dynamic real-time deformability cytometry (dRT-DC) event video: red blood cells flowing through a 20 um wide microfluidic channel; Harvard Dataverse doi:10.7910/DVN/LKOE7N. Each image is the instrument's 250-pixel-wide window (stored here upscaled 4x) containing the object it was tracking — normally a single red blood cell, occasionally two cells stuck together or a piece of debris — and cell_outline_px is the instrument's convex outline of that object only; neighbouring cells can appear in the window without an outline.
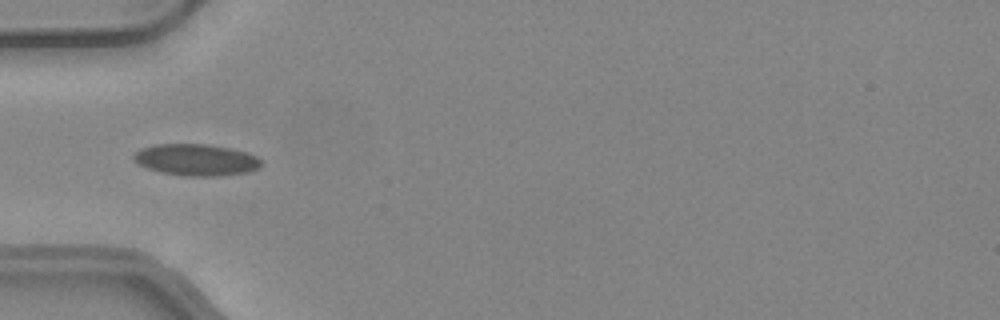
{"species": "common noctule bat (a hibernating species)", "species_latin": "Nyctalus noctula", "temperature_condition": "warm", "stored_images_in_passage": 37, "camera_frame_rate_fps": 3000, "um_per_image_px": 0.085, "animal": {"sex": "female", "body_mass_g": 24.6, "forearm_length_mm": 56.2}, "frame": {"image": 1, "passage_image": 17, "time_ms": 5.333, "image_size_px": [1000, 320], "cell_outline_px": [[264, 164], [248, 172], [216, 176], [184, 176], [160, 172], [136, 164], [132, 160], [132, 156], [140, 148], [156, 144], [208, 144], [232, 148], [248, 152], [264, 160]], "centroid_in_image_um": [16.67, 13.58], "position_along_channel_um": 68.3, "area_um2": 23.87}}